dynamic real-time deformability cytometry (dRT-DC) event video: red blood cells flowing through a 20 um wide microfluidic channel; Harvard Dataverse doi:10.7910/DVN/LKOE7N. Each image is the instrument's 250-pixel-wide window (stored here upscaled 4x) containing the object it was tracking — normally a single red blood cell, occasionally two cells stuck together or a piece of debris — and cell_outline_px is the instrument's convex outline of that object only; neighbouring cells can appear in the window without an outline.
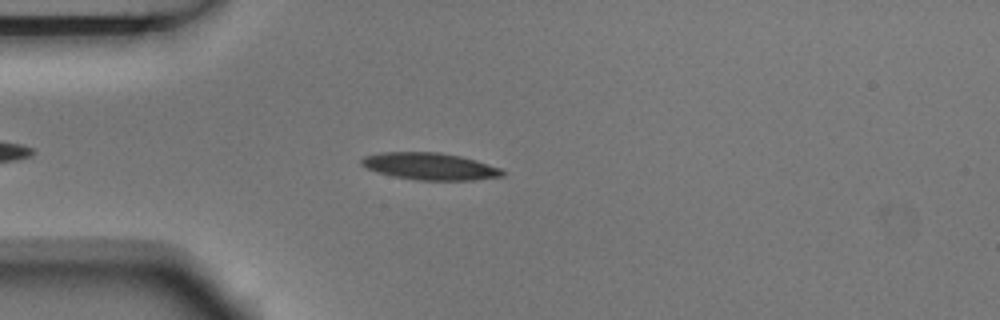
{"species": "Egyptian fruit bat (a non-hibernating species)", "species_latin": "Rousettus aegyptiacus", "temperature_condition": "room temperature", "stored_images_in_passage": 5, "camera_frame_rate_fps": 3000, "um_per_image_px": 0.085, "animal": {"sex": "male"}, "frame": {"image": 1, "passage_image": 4, "time_ms": 1.0, "image_size_px": [1000, 320], "cell_outline_px": [[504, 176], [476, 180], [416, 180], [392, 176], [376, 172], [364, 168], [360, 164], [360, 160], [364, 156], [380, 152], [440, 152], [460, 156], [476, 160], [500, 168], [504, 172]], "centroid_in_image_um": [36.5, 14.14], "position_along_channel_um": 48.5, "area_um2": 22.43}}